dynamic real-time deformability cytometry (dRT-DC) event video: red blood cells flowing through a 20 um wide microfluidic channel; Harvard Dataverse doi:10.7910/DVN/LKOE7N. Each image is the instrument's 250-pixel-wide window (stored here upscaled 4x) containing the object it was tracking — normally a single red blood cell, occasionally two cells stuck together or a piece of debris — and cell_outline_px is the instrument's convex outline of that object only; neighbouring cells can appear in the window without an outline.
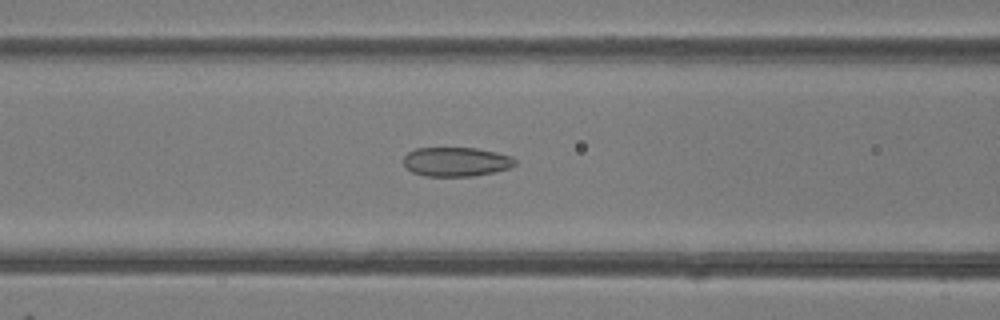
{"species": "common noctule bat (a hibernating species)", "species_latin": "Nyctalus noctula", "temperature_condition": "room temperature", "stored_images_in_passage": 43, "camera_frame_rate_fps": 3000, "um_per_image_px": 0.085, "animal": {"sex": "female"}, "frame": {"image": 1, "passage_image": 20, "time_ms": 6.333, "image_size_px": [1000, 320], "cell_outline_px": [[516, 164], [508, 168], [492, 172], [472, 176], [424, 176], [412, 172], [404, 164], [404, 156], [408, 152], [416, 148], [476, 148], [496, 152], [512, 156], [516, 160]], "centroid_in_image_um": [38.77, 13.74], "position_along_channel_um": 127.8, "area_um2": 18.9}}
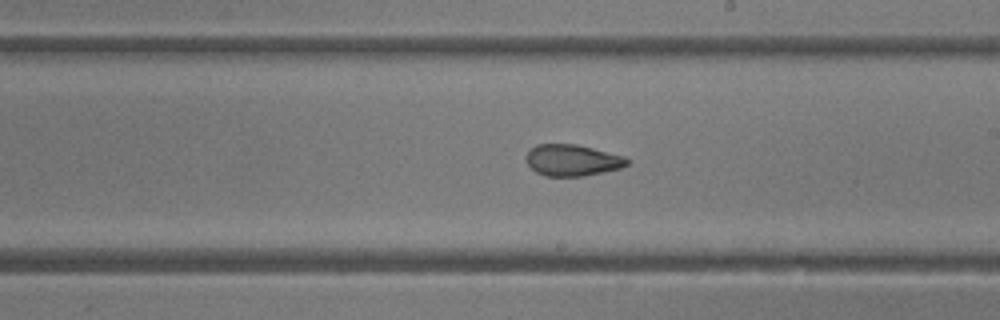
{"frame": {"image": 2, "passage_image": 28, "time_ms": 9.0, "image_size_px": [1000, 320], "cell_outline_px": [[632, 160], [628, 164], [620, 168], [584, 176], [544, 176], [536, 172], [528, 164], [524, 156], [536, 144], [576, 144], [624, 156]], "centroid_in_image_um": [48.64, 13.62], "position_along_channel_um": 240.4, "area_um2": 18.5}}
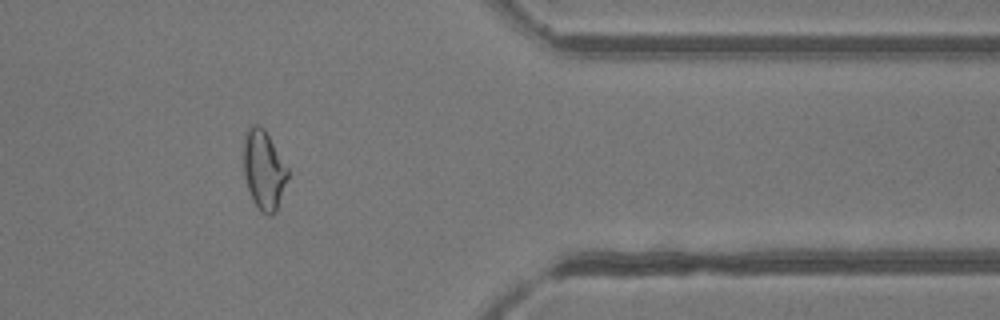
{"frame": {"image": 3, "passage_image": 40, "time_ms": 13.0, "image_size_px": [1000, 320], "cell_outline_px": [[288, 176], [276, 212], [272, 216], [268, 216], [252, 200], [244, 176], [244, 132], [252, 124], [260, 124], [264, 128], [288, 168]], "centroid_in_image_um": [22.41, 14.41], "position_along_channel_um": 389.0, "area_um2": 20.29}, "authors_computed_cell_mechanics": {"area_um2": 20.1722, "velocity_mm_per_s": 4.2169, "shape_relaxation_time_tau1_ms": 7.3161, "shape_relaxation_time_tau2_ms": 1.9799, "deformation_change_tau1": 0.1575, "deformation_change_tau2": 0.0676}}